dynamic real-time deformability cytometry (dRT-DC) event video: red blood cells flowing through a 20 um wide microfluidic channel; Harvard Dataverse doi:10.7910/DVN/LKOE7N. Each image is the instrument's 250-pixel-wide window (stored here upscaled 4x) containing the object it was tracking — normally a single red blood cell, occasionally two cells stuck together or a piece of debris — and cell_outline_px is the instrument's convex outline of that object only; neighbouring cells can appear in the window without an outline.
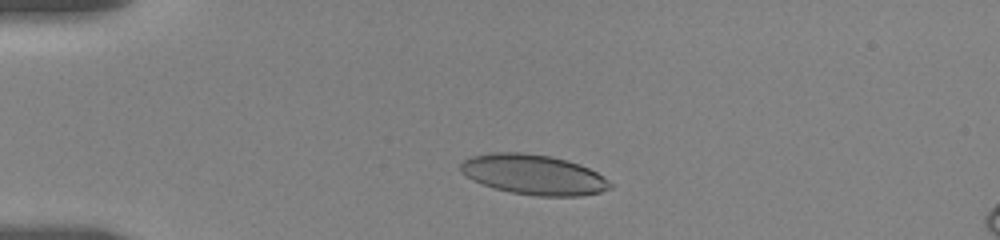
{"species": "human", "species_latin": "Homo sapiens", "temperature_condition": "room temperature", "stored_images_in_passage": 15, "camera_frame_rate_fps": 3000, "um_per_image_px": 0.085, "donor": {"sex": "female"}, "frame": {"image": 1, "passage_image": 6, "time_ms": 2.333, "image_size_px": [1000, 240], "cell_outline_px": [[612, 188], [600, 192], [580, 196], [536, 196], [512, 192], [492, 188], [472, 180], [460, 172], [460, 164], [468, 156], [492, 152], [520, 152], [552, 156], [568, 160], [580, 164], [596, 172], [608, 180], [612, 184]], "centroid_in_image_um": [45.32, 14.83], "position_along_channel_um": 39.7, "area_um2": 35.2}}
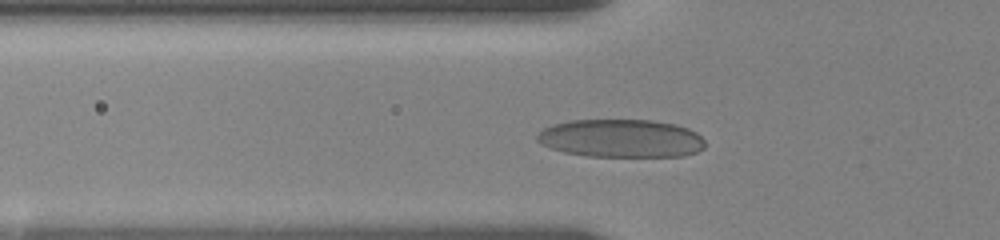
{"frame": {"image": 2, "passage_image": 11, "time_ms": 4.333, "image_size_px": [1000, 240], "cell_outline_px": [[704, 148], [696, 152], [684, 156], [588, 156], [564, 152], [540, 144], [536, 140], [536, 136], [544, 128], [552, 124], [572, 120], [652, 120], [676, 124], [688, 128], [696, 132], [704, 140]], "centroid_in_image_um": [52.79, 11.76], "position_along_channel_um": 73.0, "area_um2": 37.34}}
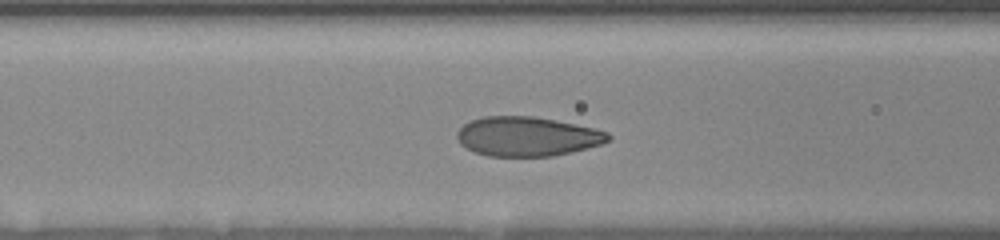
{"frame": {"image": 3, "passage_image": 14, "time_ms": 5.667, "image_size_px": [1000, 240], "cell_outline_px": [[612, 140], [600, 144], [572, 152], [552, 156], [488, 156], [476, 152], [460, 144], [456, 136], [456, 132], [464, 124], [472, 120], [484, 116], [532, 116], [592, 128], [608, 132], [612, 136]], "centroid_in_image_um": [44.8, 11.6], "position_along_channel_um": 121.8, "area_um2": 34.45}}